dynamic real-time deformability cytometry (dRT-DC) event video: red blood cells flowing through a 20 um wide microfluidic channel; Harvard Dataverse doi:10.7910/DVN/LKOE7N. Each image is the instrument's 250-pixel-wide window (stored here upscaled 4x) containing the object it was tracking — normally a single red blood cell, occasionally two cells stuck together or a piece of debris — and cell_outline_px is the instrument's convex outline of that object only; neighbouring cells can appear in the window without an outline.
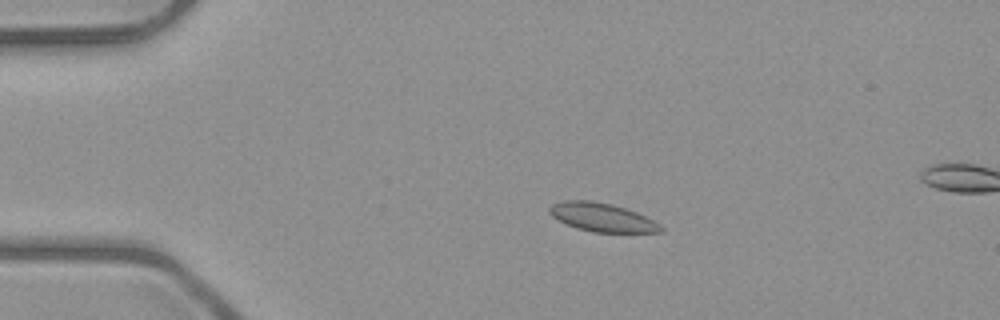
{"species": "common noctule bat (a hibernating species)", "species_latin": "Nyctalus noctula", "temperature_condition": "room temperature", "stored_images_in_passage": 5, "camera_frame_rate_fps": 3000, "um_per_image_px": 0.085, "animal": {"sex": "male", "body_mass_g": 23.1, "forearm_length_mm": 52.7}, "frame": {"image": 1, "passage_image": 3, "time_ms": 2.333, "image_size_px": [1000, 320], "cell_outline_px": [[664, 232], [592, 232], [576, 228], [552, 216], [548, 212], [548, 208], [552, 204], [564, 200], [592, 200], [612, 204], [636, 212], [660, 224], [664, 228]], "centroid_in_image_um": [51.17, 18.47], "position_along_channel_um": 33.8, "area_um2": 18.44}}